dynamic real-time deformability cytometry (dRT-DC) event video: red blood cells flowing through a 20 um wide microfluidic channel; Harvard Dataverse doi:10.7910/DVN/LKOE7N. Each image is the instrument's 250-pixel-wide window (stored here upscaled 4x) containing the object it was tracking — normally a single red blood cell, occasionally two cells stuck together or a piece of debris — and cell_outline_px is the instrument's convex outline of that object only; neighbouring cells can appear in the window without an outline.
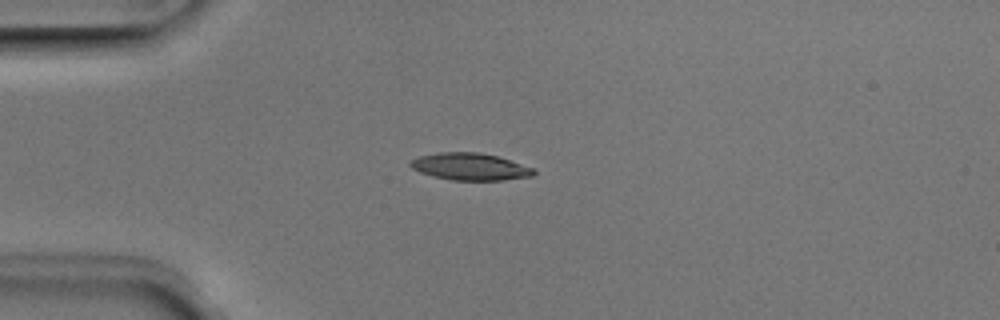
{"species": "Egyptian fruit bat (a non-hibernating species)", "species_latin": "Rousettus aegyptiacus", "temperature_condition": "room temperature", "stored_images_in_passage": 39, "camera_frame_rate_fps": 3000, "um_per_image_px": 0.085, "animal": {"sex": "male"}, "frame": {"image": 1, "passage_image": 1, "time_ms": 0.0, "image_size_px": [1000, 320], "cell_outline_px": [[536, 172], [532, 176], [504, 180], [452, 180], [432, 176], [420, 172], [412, 168], [408, 164], [412, 160], [420, 156], [440, 152], [480, 152], [496, 156], [532, 168]], "centroid_in_image_um": [39.92, 14.17], "position_along_channel_um": 45.1, "area_um2": 19.25}}
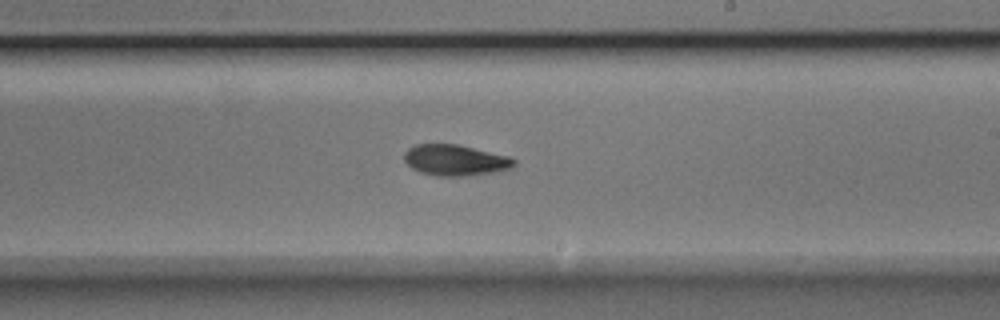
{"frame": {"image": 2, "passage_image": 18, "time_ms": 5.667, "image_size_px": [1000, 320], "cell_outline_px": [[516, 164], [512, 168], [492, 172], [464, 176], [436, 176], [420, 172], [412, 168], [404, 160], [404, 152], [408, 148], [416, 144], [456, 144], [512, 156], [516, 160]], "centroid_in_image_um": [38.72, 13.61], "position_along_channel_um": 250.3, "area_um2": 19.94}}
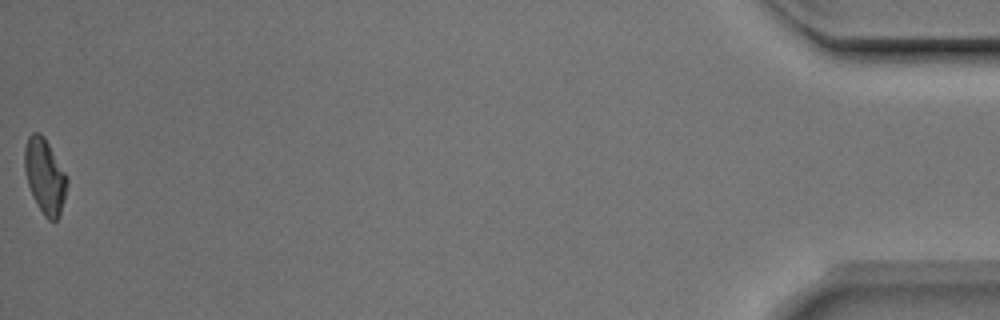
{"frame": {"image": 3, "passage_image": 39, "time_ms": 12.667, "image_size_px": [1000, 320], "cell_outline_px": [[68, 184], [60, 216], [56, 220], [48, 220], [44, 216], [32, 196], [28, 184], [24, 168], [24, 148], [28, 136], [32, 132], [40, 132], [44, 136], [68, 176]], "centroid_in_image_um": [3.82, 14.96], "position_along_channel_um": 431.4, "area_um2": 18.79}, "authors_computed_cell_mechanics": {"area_um2": 19.363, "velocity_mm_per_s": 3.9794, "shape_relaxation_time_tau1_ms": 5.2851, "shape_relaxation_time_tau2_ms": 5.2556, "deformation_change_tau1": 0.1851, "deformation_change_tau2": 0.1152}}